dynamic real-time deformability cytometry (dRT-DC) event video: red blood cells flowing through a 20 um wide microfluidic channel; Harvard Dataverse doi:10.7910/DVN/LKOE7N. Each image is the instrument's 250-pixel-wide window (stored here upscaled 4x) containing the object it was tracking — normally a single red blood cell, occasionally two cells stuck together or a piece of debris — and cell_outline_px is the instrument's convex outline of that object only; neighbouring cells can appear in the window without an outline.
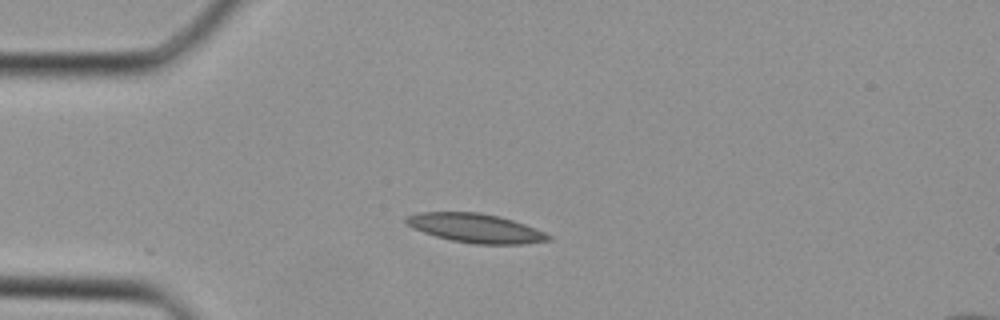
{"species": "Egyptian fruit bat (a non-hibernating species)", "species_latin": "Rousettus aegyptiacus", "temperature_condition": "cold", "stored_images_in_passage": 8, "camera_frame_rate_fps": 3000, "um_per_image_px": 0.085, "animal": {"sex": "female"}, "frame": {"image": 1, "passage_image": 1, "time_ms": 0.0, "image_size_px": [1000, 320], "cell_outline_px": [[552, 240], [524, 244], [472, 244], [452, 240], [436, 236], [412, 228], [404, 220], [408, 216], [420, 212], [480, 212], [500, 216], [536, 228], [552, 236]], "centroid_in_image_um": [40.46, 19.39], "position_along_channel_um": 44.5, "area_um2": 24.04}}
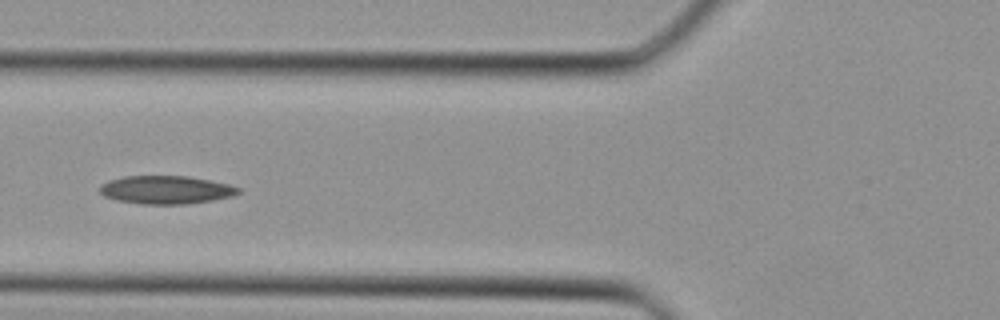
{"frame": {"image": 2, "passage_image": 6, "time_ms": 1.667, "image_size_px": [1000, 320], "cell_outline_px": [[240, 192], [232, 196], [212, 200], [184, 204], [140, 204], [116, 200], [104, 196], [100, 192], [100, 184], [108, 180], [124, 176], [188, 176], [228, 184], [240, 188]], "centroid_in_image_um": [14.07, 16.13], "position_along_channel_um": 111.7, "area_um2": 22.72}}
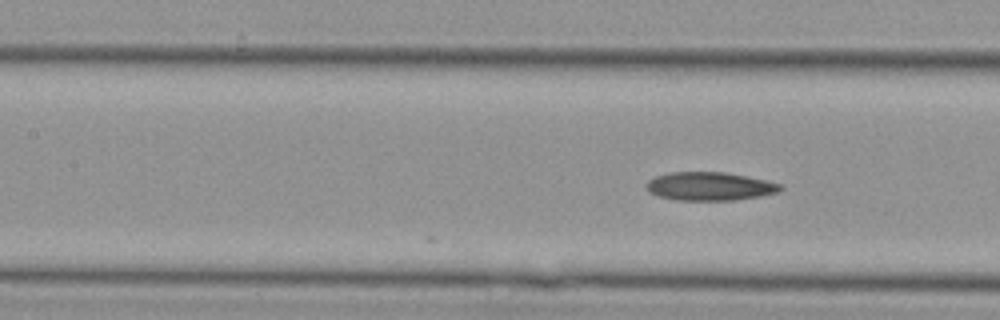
{"frame": {"image": 3, "passage_image": 8, "time_ms": 2.333, "image_size_px": [1000, 320], "cell_outline_px": [[784, 188], [780, 192], [760, 196], [736, 200], [676, 200], [660, 196], [648, 192], [644, 184], [648, 180], [656, 176], [668, 172], [724, 172], [764, 180], [780, 184]], "centroid_in_image_um": [60.3, 15.84], "position_along_channel_um": 147.1, "area_um2": 22.2}}